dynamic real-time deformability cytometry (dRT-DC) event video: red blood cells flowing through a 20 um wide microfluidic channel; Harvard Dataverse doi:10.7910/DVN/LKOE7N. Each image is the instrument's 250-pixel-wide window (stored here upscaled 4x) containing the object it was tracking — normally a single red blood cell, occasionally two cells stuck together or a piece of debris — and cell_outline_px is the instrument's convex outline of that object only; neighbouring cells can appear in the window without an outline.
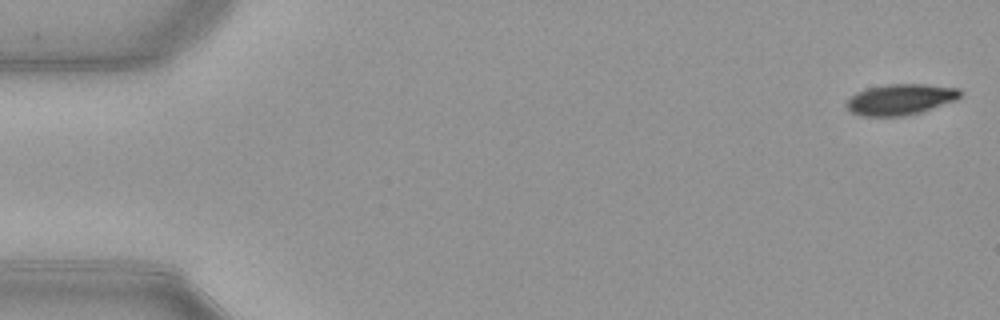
{"species": "common noctule bat (a hibernating species)", "species_latin": "Nyctalus noctula", "temperature_condition": "warm", "stored_images_in_passage": 52, "camera_frame_rate_fps": 3000, "um_per_image_px": 0.085, "animal": {"sex": "female", "body_mass_g": 21.9}, "frame": {"image": 1, "passage_image": 1, "time_ms": 0.0, "image_size_px": [1000, 320], "cell_outline_px": [[964, 96], [956, 100], [920, 112], [904, 116], [860, 116], [852, 112], [844, 104], [856, 92], [868, 88], [888, 84], [924, 84], [960, 88], [964, 92]], "centroid_in_image_um": [76.58, 8.44], "position_along_channel_um": 8.4, "area_um2": 20.58}}
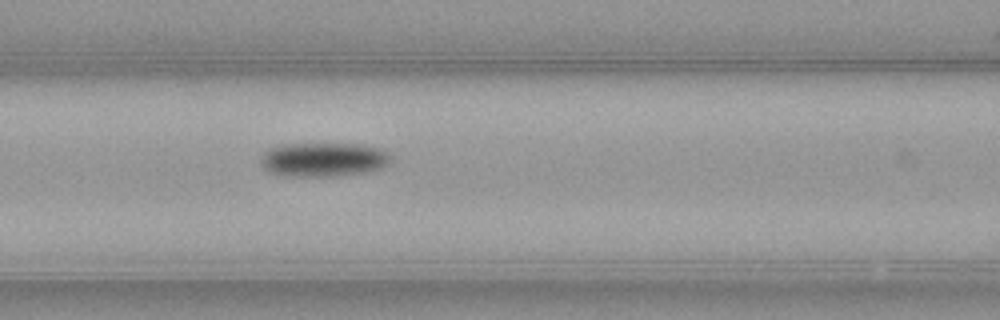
{"frame": {"image": 2, "passage_image": 22, "time_ms": 7.0, "image_size_px": [1000, 320], "cell_outline_px": [[392, 160], [388, 164], [380, 168], [368, 172], [332, 176], [292, 176], [272, 172], [264, 168], [260, 160], [260, 156], [268, 148], [284, 144], [364, 144], [380, 148], [388, 152]], "centroid_in_image_um": [27.52, 13.55], "position_along_channel_um": 139.1, "area_um2": 25.89}}
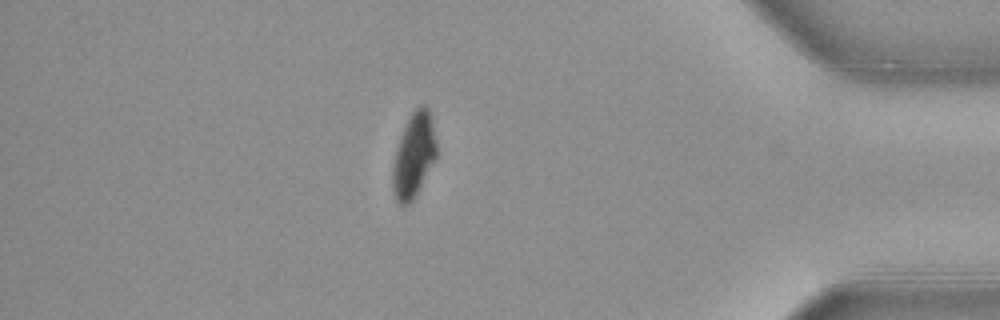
{"frame": {"image": 3, "passage_image": 45, "time_ms": 14.667, "image_size_px": [1000, 320], "cell_outline_px": [[436, 160], [412, 200], [404, 208], [396, 200], [392, 188], [392, 168], [396, 152], [404, 128], [412, 112], [420, 104], [424, 104], [428, 108], [436, 140]], "centroid_in_image_um": [35.17, 13.24], "position_along_channel_um": 400.0, "area_um2": 21.27}, "authors_computed_cell_mechanics": {"area_um2": 23.0333, "velocity_mm_per_s": 3.9407, "shape_relaxation_time_tau1_ms": 2.5346, "shape_relaxation_time_tau2_ms": null, "deformation_change_tau1": 0.1396, "deformation_change_tau2": null}}